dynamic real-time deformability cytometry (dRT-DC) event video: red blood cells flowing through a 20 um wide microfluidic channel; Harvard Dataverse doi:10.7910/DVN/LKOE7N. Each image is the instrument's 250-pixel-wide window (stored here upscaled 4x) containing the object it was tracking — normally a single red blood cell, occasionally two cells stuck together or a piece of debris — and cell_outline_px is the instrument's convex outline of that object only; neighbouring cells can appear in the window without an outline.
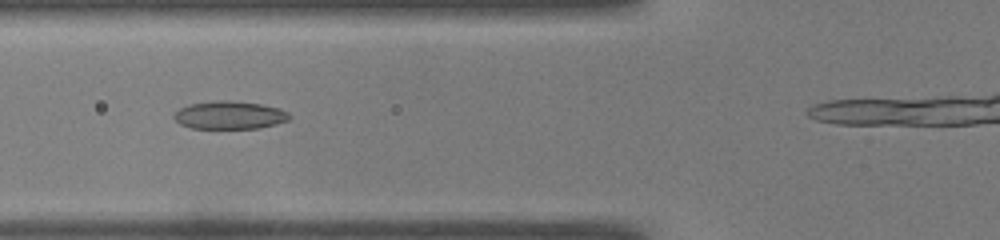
{"species": "common noctule bat (a hibernating species)", "species_latin": "Nyctalus noctula", "temperature_condition": "warm", "stored_images_in_passage": 27, "camera_frame_rate_fps": 3000, "um_per_image_px": 0.085, "animal": {"sex": "male", "body_mass_g": 19.0, "forearm_length_mm": 50.8}, "frame": {"image": 1, "passage_image": 5, "time_ms": 1.333, "image_size_px": [1000, 240], "cell_outline_px": [[292, 116], [288, 120], [276, 124], [260, 128], [192, 128], [180, 124], [172, 116], [180, 108], [188, 104], [216, 100], [228, 100], [260, 104], [280, 108], [288, 112]], "centroid_in_image_um": [19.52, 9.78], "position_along_channel_um": 106.3, "area_um2": 18.84}}
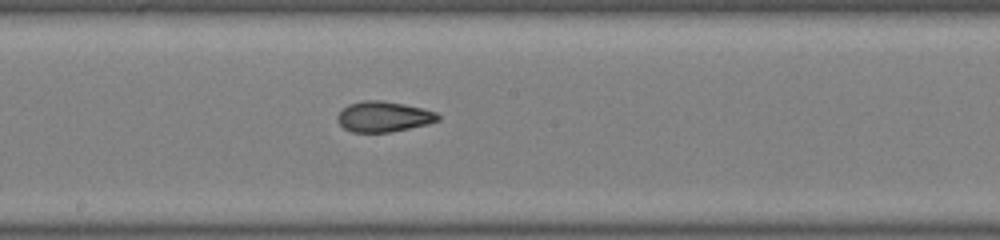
{"frame": {"image": 2, "passage_image": 13, "time_ms": 4.0, "image_size_px": [1000, 240], "cell_outline_px": [[440, 120], [428, 124], [388, 132], [352, 132], [344, 128], [336, 120], [336, 116], [348, 104], [364, 100], [380, 100], [404, 104], [424, 108], [436, 112], [440, 116]], "centroid_in_image_um": [32.61, 9.91], "position_along_channel_um": 215.6, "area_um2": 17.86}}
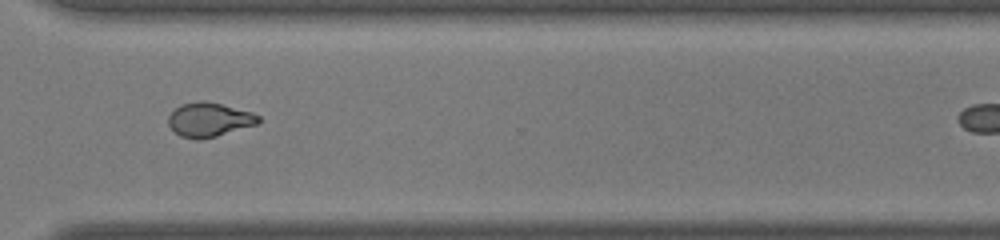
{"frame": {"image": 3, "passage_image": 23, "time_ms": 7.333, "image_size_px": [1000, 240], "cell_outline_px": [[260, 120], [256, 124], [216, 136], [200, 140], [196, 140], [180, 136], [168, 124], [168, 116], [180, 104], [200, 100], [204, 100], [252, 112], [260, 116]], "centroid_in_image_um": [17.75, 10.17], "position_along_channel_um": 352.8, "area_um2": 17.8}}